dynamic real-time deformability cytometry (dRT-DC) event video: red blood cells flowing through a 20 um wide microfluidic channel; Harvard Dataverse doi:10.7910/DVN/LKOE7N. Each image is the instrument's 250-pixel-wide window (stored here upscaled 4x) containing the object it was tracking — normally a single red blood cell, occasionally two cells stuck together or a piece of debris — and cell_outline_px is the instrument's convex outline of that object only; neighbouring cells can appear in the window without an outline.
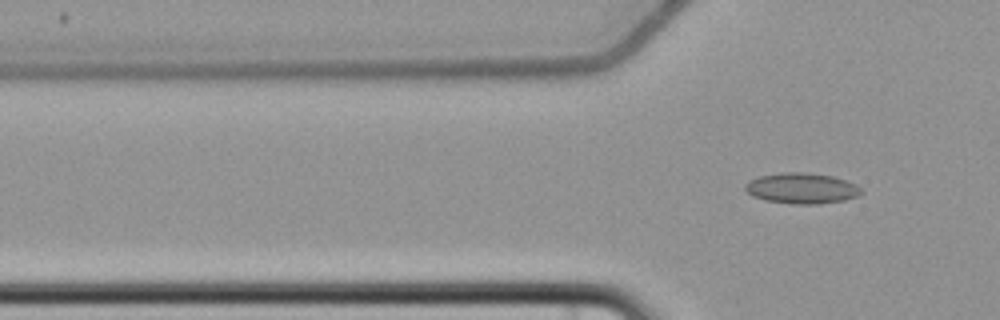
{"species": "common noctule bat (a hibernating species)", "species_latin": "Nyctalus noctula", "temperature_condition": "cold", "stored_images_in_passage": 4, "segment_of_instrument_passage": [2, 2], "camera_frame_rate_fps": 3000, "um_per_image_px": 0.085, "animal": {"sex": "female", "body_mass_g": 22.7, "forearm_length_mm": 54.2}, "frame": {"image": 1, "passage_image": 4, "time_ms": 4.333, "image_size_px": [1000, 320], "cell_outline_px": [[864, 192], [856, 196], [844, 200], [816, 204], [792, 204], [764, 200], [752, 196], [744, 188], [744, 184], [748, 180], [760, 176], [780, 172], [804, 172], [832, 176], [856, 184]], "centroid_in_image_um": [68.11, 16.0], "position_along_channel_um": 57.7, "area_um2": 20.81}}